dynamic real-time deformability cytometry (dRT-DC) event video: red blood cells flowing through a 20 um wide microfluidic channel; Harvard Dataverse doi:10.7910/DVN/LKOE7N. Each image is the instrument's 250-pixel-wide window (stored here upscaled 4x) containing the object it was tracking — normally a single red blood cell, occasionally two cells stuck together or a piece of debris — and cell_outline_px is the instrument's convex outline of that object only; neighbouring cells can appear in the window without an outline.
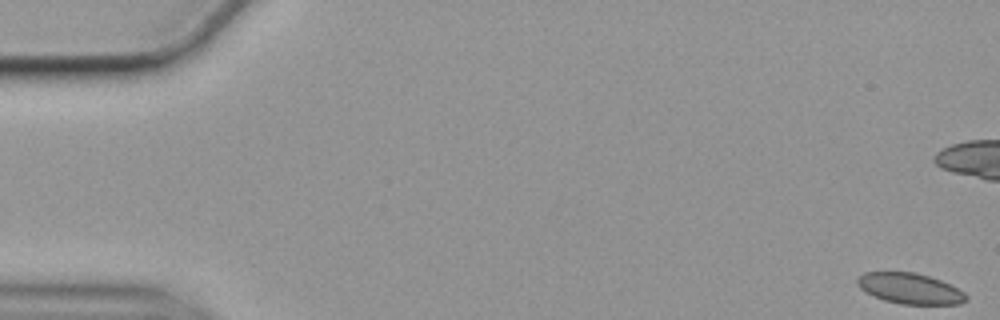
{"species": "common noctule bat (a hibernating species)", "species_latin": "Nyctalus noctula", "temperature_condition": "cold", "stored_images_in_passage": 58, "camera_frame_rate_fps": 3000, "um_per_image_px": 0.085, "animal": {"sex": "female", "body_mass_g": 19.9}, "frame": {"image": 1, "passage_image": 1, "time_ms": 0.0, "image_size_px": [1000, 320], "cell_outline_px": [[968, 300], [960, 304], [900, 304], [884, 300], [864, 292], [856, 284], [856, 280], [864, 272], [916, 272], [940, 280], [964, 292], [968, 296]], "centroid_in_image_um": [77.33, 24.53], "position_along_channel_um": 7.7, "area_um2": 19.48}}
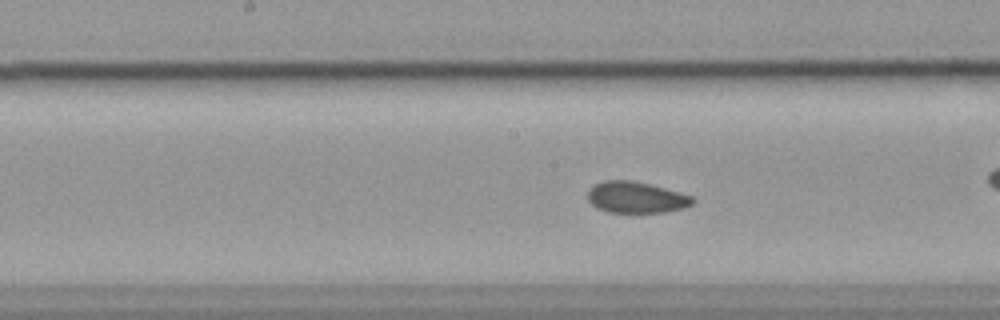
{"frame": {"image": 2, "passage_image": 29, "time_ms": 9.333, "image_size_px": [1000, 320], "cell_outline_px": [[696, 200], [692, 204], [684, 208], [664, 212], [608, 212], [596, 208], [588, 200], [588, 188], [592, 184], [604, 180], [632, 180], [680, 192], [692, 196]], "centroid_in_image_um": [54.04, 16.77], "position_along_channel_um": 194.2, "area_um2": 19.25}}
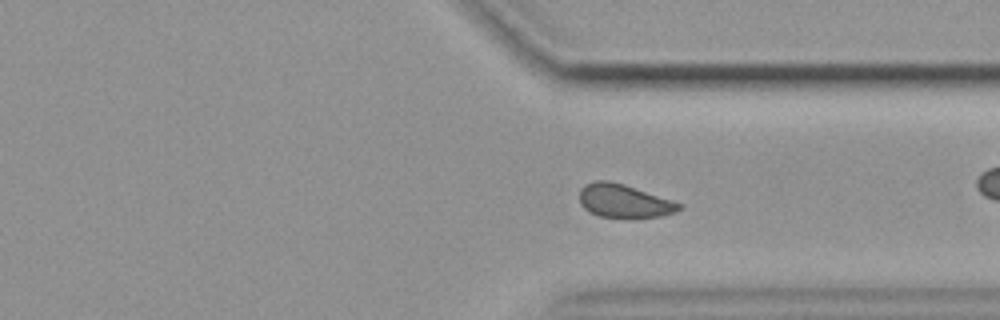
{"frame": {"image": 3, "passage_image": 43, "time_ms": 14.0, "image_size_px": [1000, 320], "cell_outline_px": [[684, 208], [676, 212], [660, 216], [600, 216], [588, 212], [580, 204], [580, 188], [584, 184], [596, 180], [608, 180], [624, 184], [684, 204]], "centroid_in_image_um": [53.04, 17.05], "position_along_channel_um": 358.4, "area_um2": 19.19}, "authors_computed_cell_mechanics": {"area_um2": 19.8254, "velocity_mm_per_s": 3.5078, "shape_relaxation_time_tau1_ms": null, "shape_relaxation_time_tau2_ms": 2.068, "deformation_change_tau1": null, "deformation_change_tau2": 0.0664}}